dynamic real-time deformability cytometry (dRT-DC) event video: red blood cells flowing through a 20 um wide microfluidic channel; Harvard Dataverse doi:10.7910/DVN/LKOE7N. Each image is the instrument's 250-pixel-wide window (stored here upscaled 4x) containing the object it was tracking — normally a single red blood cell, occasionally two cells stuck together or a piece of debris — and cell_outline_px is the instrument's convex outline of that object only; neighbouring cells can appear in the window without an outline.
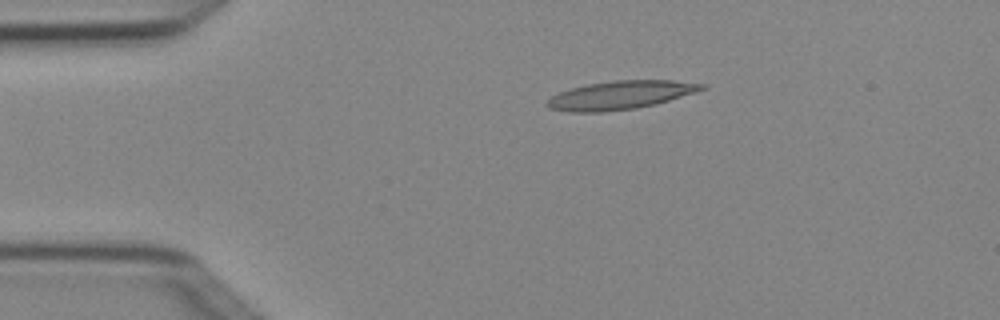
{"species": "Egyptian fruit bat (a non-hibernating species)", "species_latin": "Rousettus aegyptiacus", "temperature_condition": "cold", "stored_images_in_passage": 4, "camera_frame_rate_fps": 3000, "um_per_image_px": 0.085, "animal": {"sex": "female"}, "frame": {"image": 1, "passage_image": 4, "time_ms": 1.0, "image_size_px": [1000, 320], "cell_outline_px": [[708, 88], [696, 92], [656, 104], [636, 108], [604, 112], [568, 112], [548, 108], [544, 104], [552, 96], [560, 92], [572, 88], [588, 84], [616, 80], [672, 80], [708, 84]], "centroid_in_image_um": [52.76, 8.09], "position_along_channel_um": 32.2, "area_um2": 25.72}}